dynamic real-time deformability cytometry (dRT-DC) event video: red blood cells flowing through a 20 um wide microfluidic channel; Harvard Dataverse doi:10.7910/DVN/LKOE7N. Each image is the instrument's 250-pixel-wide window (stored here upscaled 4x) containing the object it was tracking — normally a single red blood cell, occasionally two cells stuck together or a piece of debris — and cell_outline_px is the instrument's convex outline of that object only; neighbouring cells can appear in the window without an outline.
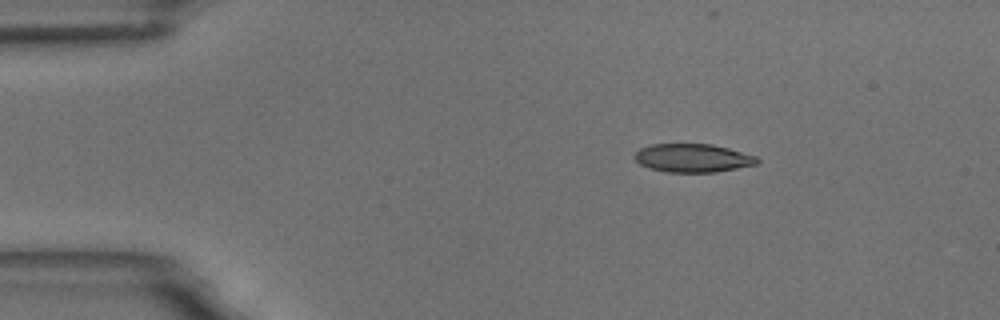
{"species": "common noctule bat (a hibernating species)", "species_latin": "Nyctalus noctula", "temperature_condition": "room temperature", "stored_images_in_passage": 4, "camera_frame_rate_fps": 3000, "um_per_image_px": 0.085, "animal": {"sex": "male", "body_mass_g": 18.8}, "frame": {"image": 1, "passage_image": 2, "time_ms": 1.333, "image_size_px": [1000, 320], "cell_outline_px": [[760, 160], [756, 164], [716, 172], [668, 172], [648, 168], [640, 164], [632, 156], [640, 148], [652, 144], [712, 144], [728, 148], [756, 156]], "centroid_in_image_um": [58.86, 13.43], "position_along_channel_um": 26.1, "area_um2": 20.23}}